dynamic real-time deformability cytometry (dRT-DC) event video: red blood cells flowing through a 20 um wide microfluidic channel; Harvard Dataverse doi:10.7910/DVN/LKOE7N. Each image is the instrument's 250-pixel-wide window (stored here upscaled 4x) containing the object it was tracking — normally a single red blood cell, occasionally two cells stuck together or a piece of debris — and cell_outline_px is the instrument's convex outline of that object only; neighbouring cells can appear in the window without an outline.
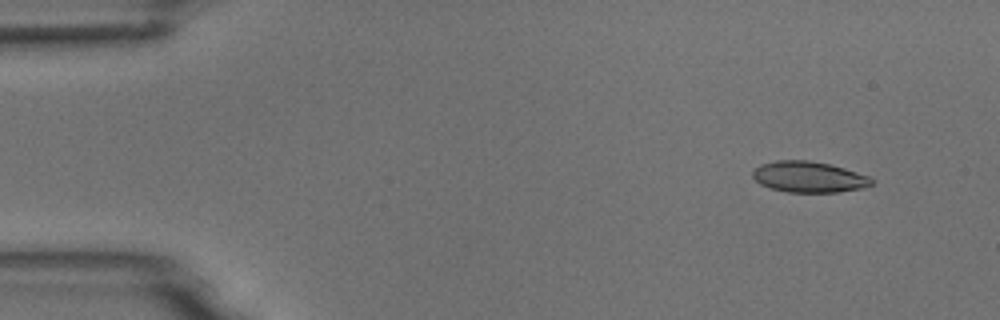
{"species": "common noctule bat (a hibernating species)", "species_latin": "Nyctalus noctula", "temperature_condition": "room temperature", "stored_images_in_passage": 6, "camera_frame_rate_fps": 3000, "um_per_image_px": 0.085, "animal": {"sex": "male", "body_mass_g": 18.8}, "frame": {"image": 1, "passage_image": 1, "time_ms": 0.0, "image_size_px": [1000, 320], "cell_outline_px": [[872, 184], [860, 188], [836, 192], [788, 192], [772, 188], [760, 184], [752, 176], [752, 172], [760, 164], [776, 160], [808, 160], [828, 164], [844, 168], [868, 176], [872, 180]], "centroid_in_image_um": [68.71, 15.03], "position_along_channel_um": 16.3, "area_um2": 21.15}}
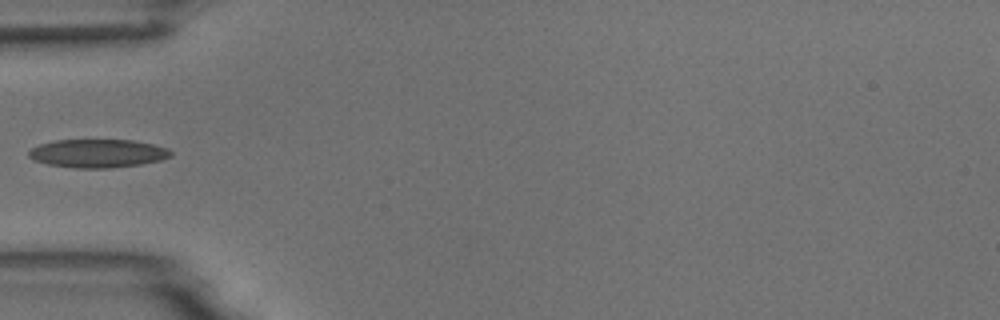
{"frame": {"image": 2, "passage_image": 4, "time_ms": 4.333, "image_size_px": [1000, 320], "cell_outline_px": [[172, 156], [160, 160], [140, 164], [108, 168], [72, 168], [48, 164], [36, 160], [28, 156], [28, 152], [32, 148], [40, 144], [56, 140], [132, 140], [152, 144], [168, 148], [172, 152]], "centroid_in_image_um": [8.32, 13.03], "position_along_channel_um": 76.7, "area_um2": 23.35}}